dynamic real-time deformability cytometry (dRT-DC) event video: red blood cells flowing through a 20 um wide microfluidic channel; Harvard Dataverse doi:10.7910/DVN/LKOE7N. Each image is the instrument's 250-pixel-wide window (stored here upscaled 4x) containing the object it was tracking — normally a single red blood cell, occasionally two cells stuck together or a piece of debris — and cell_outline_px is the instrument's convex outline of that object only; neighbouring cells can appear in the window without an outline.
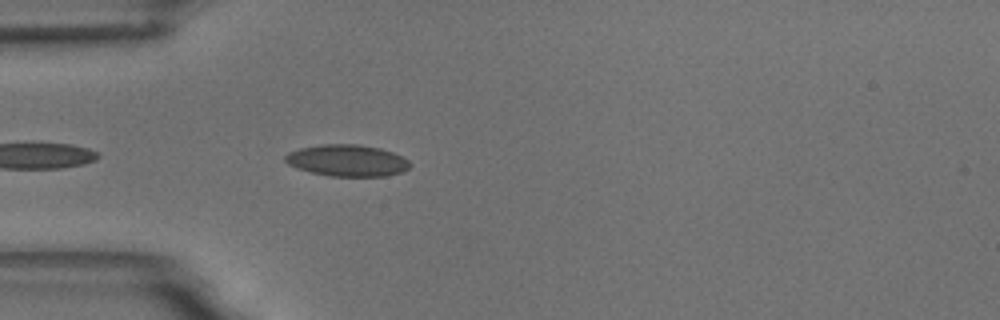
{"species": "common noctule bat (a hibernating species)", "species_latin": "Nyctalus noctula", "temperature_condition": "room temperature", "stored_images_in_passage": 12, "camera_frame_rate_fps": 3000, "um_per_image_px": 0.085, "animal": {"sex": "male", "body_mass_g": 18.8}, "frame": {"image": 1, "passage_image": 3, "time_ms": 0.667, "image_size_px": [1000, 320], "cell_outline_px": [[412, 164], [404, 172], [384, 176], [328, 176], [296, 168], [288, 164], [284, 160], [284, 156], [288, 152], [300, 148], [324, 144], [356, 144], [380, 148], [392, 152], [408, 160]], "centroid_in_image_um": [29.51, 13.64], "position_along_channel_um": 55.5, "area_um2": 23.0}}